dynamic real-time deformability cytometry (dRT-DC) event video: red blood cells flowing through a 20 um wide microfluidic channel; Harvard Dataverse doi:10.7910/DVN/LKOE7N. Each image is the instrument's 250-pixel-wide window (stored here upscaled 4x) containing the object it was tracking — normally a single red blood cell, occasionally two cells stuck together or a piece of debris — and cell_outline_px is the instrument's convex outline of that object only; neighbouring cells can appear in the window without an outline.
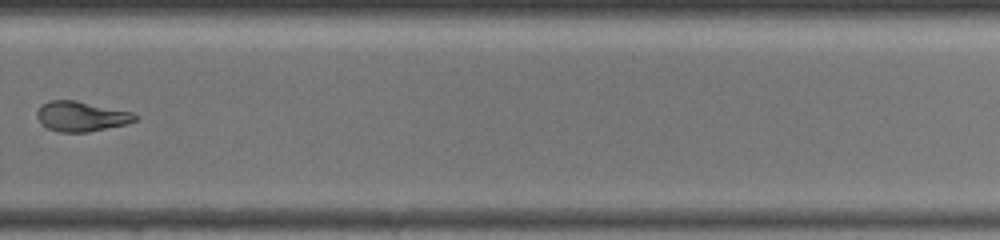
{"species": "common noctule bat (a hibernating species)", "species_latin": "Nyctalus noctula", "temperature_condition": "warm", "stored_images_in_passage": 34, "camera_frame_rate_fps": 3000, "um_per_image_px": 0.085, "animal": {"sex": "female", "body_mass_g": 19.5, "forearm_length_mm": 54.1}, "frame": {"image": 1, "passage_image": 25, "time_ms": 9.667, "image_size_px": [1000, 240], "cell_outline_px": [[136, 120], [124, 124], [88, 132], [60, 132], [48, 128], [40, 124], [36, 116], [36, 112], [44, 104], [52, 100], [76, 100], [132, 112], [136, 116]], "centroid_in_image_um": [6.87, 9.89], "position_along_channel_um": 322.9, "area_um2": 16.94}}
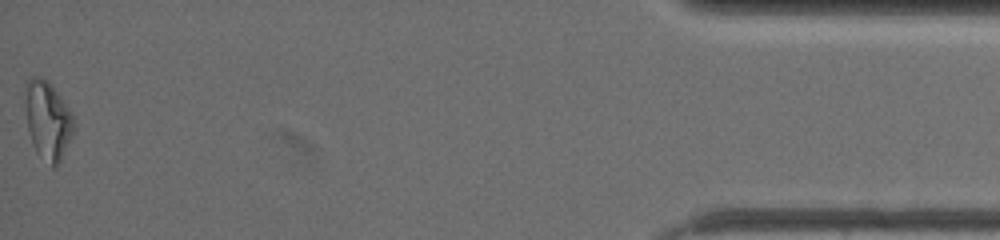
{"frame": {"image": 2, "passage_image": 34, "time_ms": 15.0, "image_size_px": [1000, 240], "cell_outline_px": [[76, 124], [60, 160], [56, 168], [52, 168], [36, 152], [32, 144], [28, 128], [24, 100], [28, 80], [32, 76], [36, 76], [48, 80], [68, 108]], "centroid_in_image_um": [4.04, 10.23], "position_along_channel_um": 431.2, "area_um2": 21.91}, "authors_computed_cell_mechanics": {"area_um2": 17.9758, "velocity_mm_per_s": 3.4937, "shape_relaxation_time_tau1_ms": null, "shape_relaxation_time_tau2_ms": 3.5917, "deformation_change_tau1": null, "deformation_change_tau2": 0.1081}}